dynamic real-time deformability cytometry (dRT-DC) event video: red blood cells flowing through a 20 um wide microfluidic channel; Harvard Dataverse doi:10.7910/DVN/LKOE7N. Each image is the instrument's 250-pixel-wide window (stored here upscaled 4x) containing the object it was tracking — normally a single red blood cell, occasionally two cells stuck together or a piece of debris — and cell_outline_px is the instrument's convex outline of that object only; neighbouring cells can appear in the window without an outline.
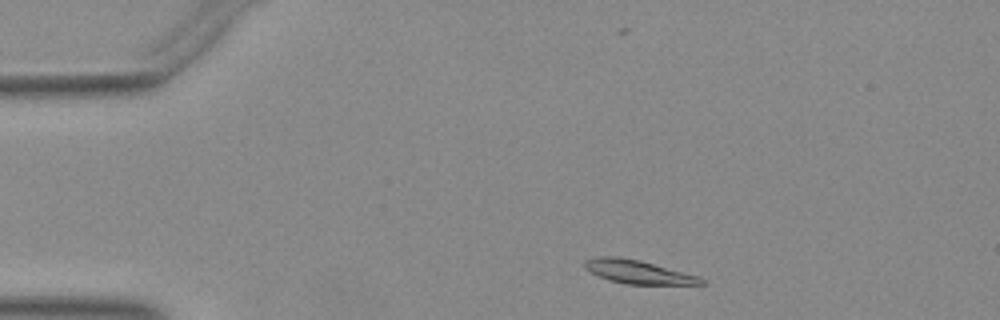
{"species": "Egyptian fruit bat (a non-hibernating species)", "species_latin": "Rousettus aegyptiacus", "temperature_condition": "warm", "stored_images_in_passage": 40, "camera_frame_rate_fps": 3000, "um_per_image_px": 0.085, "animal": {"sex": "female"}, "frame": {"image": 1, "passage_image": 2, "time_ms": 0.333, "image_size_px": [1000, 320], "cell_outline_px": [[704, 284], [628, 284], [608, 280], [592, 272], [584, 264], [584, 260], [600, 256], [616, 256], [640, 260], [696, 276], [704, 280]], "centroid_in_image_um": [54.2, 23.1], "position_along_channel_um": 30.8, "area_um2": 15.43}}
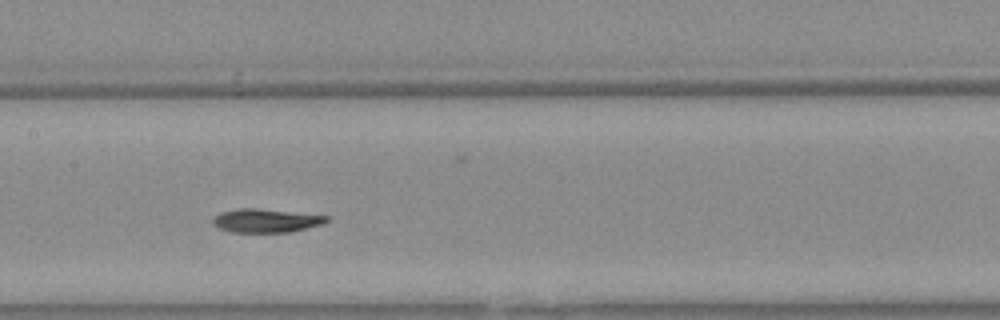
{"frame": {"image": 2, "passage_image": 18, "time_ms": 5.667, "image_size_px": [1000, 320], "cell_outline_px": [[328, 220], [324, 224], [288, 232], [232, 232], [220, 228], [212, 224], [212, 220], [220, 212], [236, 208], [256, 208], [328, 216]], "centroid_in_image_um": [22.58, 18.75], "position_along_channel_um": 184.8, "area_um2": 15.49}}
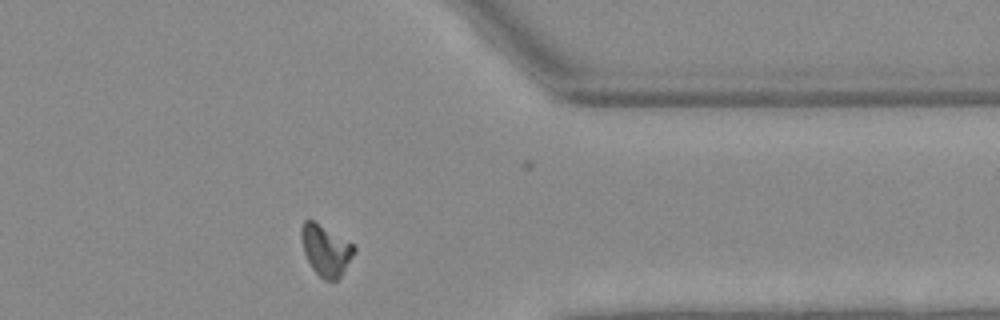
{"frame": {"image": 3, "passage_image": 34, "time_ms": 11.0, "image_size_px": [1000, 320], "cell_outline_px": [[356, 252], [344, 272], [336, 280], [324, 280], [312, 268], [304, 252], [300, 236], [300, 228], [304, 220], [312, 220], [352, 244], [356, 248]], "centroid_in_image_um": [27.68, 21.29], "position_along_channel_um": 383.7, "area_um2": 15.43}}